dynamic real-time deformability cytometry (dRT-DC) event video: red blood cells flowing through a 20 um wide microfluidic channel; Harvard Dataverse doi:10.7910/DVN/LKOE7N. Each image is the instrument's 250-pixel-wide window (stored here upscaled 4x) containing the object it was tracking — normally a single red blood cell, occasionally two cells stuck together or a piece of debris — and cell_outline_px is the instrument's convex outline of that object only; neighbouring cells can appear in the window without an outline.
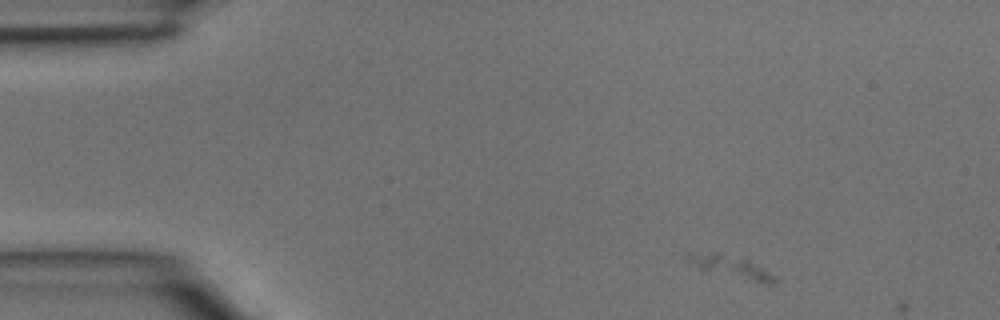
{"species": "common noctule bat (a hibernating species)", "species_latin": "Nyctalus noctula", "temperature_condition": "room temperature", "stored_images_in_passage": 2, "camera_frame_rate_fps": 3000, "um_per_image_px": 0.085, "animal": {"sex": "male", "body_mass_g": 15.6}, "frame": {"image": 1, "passage_image": 1, "time_ms": 0.0, "image_size_px": [1000, 320], "cell_outline_px": [[776, 284], [764, 284], [700, 268], [688, 260], [684, 256], [716, 252], [748, 260], [764, 268], [776, 280]], "centroid_in_image_um": [62.24, 22.7], "position_along_channel_um": 22.8, "area_um2": 10.4}}